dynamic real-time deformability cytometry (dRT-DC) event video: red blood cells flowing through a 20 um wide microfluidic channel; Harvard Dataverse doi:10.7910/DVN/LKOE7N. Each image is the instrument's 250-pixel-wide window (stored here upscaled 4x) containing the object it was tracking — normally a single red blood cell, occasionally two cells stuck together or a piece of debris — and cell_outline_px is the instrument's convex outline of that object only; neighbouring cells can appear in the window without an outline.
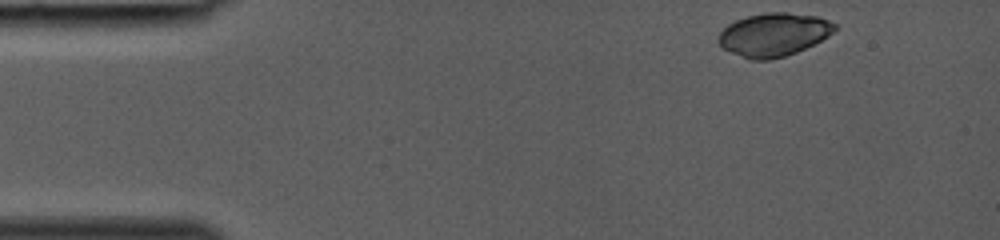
{"species": "common noctule bat (a hibernating species)", "species_latin": "Nyctalus noctula", "temperature_condition": "room temperature", "stored_images_in_passage": 33, "camera_frame_rate_fps": 3000, "um_per_image_px": 0.085, "animal": {"sex": "female", "body_mass_g": 19.0, "forearm_length_mm": 53.3}, "frame": {"image": 1, "passage_image": 1, "time_ms": 0.0, "image_size_px": [1000, 240], "cell_outline_px": [[836, 28], [828, 36], [796, 52], [784, 56], [768, 60], [748, 60], [720, 48], [716, 40], [720, 32], [728, 24], [736, 20], [748, 16], [764, 12], [784, 12], [816, 16], [828, 20], [836, 24]], "centroid_in_image_um": [65.7, 2.95], "position_along_channel_um": 19.3, "area_um2": 29.36}}
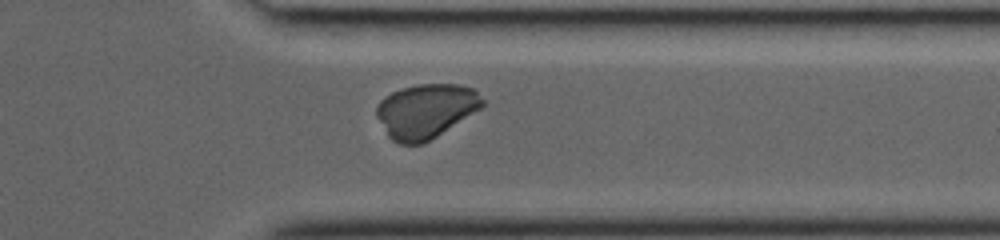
{"frame": {"image": 2, "passage_image": 28, "time_ms": 9.0, "image_size_px": [1000, 240], "cell_outline_px": [[484, 104], [480, 108], [424, 144], [400, 144], [392, 140], [388, 136], [376, 116], [376, 108], [380, 100], [384, 96], [392, 92], [404, 88], [420, 84], [456, 84], [472, 88], [484, 100]], "centroid_in_image_um": [36.16, 9.44], "position_along_channel_um": 375.2, "area_um2": 33.18}}
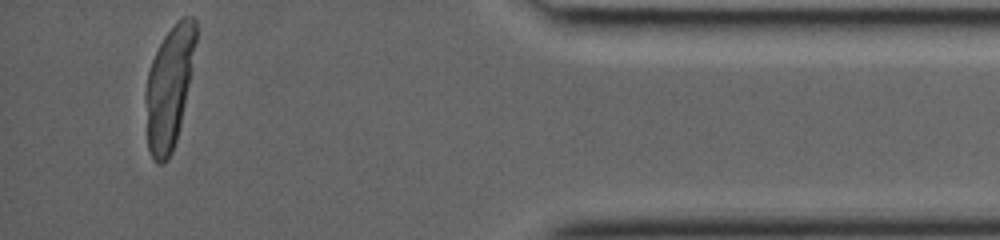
{"frame": {"image": 3, "passage_image": 33, "time_ms": 10.667, "image_size_px": [1000, 240], "cell_outline_px": [[196, 40], [188, 84], [180, 124], [176, 140], [172, 152], [164, 164], [156, 164], [152, 160], [148, 148], [144, 100], [144, 92], [148, 72], [152, 60], [164, 36], [176, 20], [180, 16], [192, 16], [196, 20]], "centroid_in_image_um": [14.34, 7.44], "position_along_channel_um": 420.9, "area_um2": 35.66}}